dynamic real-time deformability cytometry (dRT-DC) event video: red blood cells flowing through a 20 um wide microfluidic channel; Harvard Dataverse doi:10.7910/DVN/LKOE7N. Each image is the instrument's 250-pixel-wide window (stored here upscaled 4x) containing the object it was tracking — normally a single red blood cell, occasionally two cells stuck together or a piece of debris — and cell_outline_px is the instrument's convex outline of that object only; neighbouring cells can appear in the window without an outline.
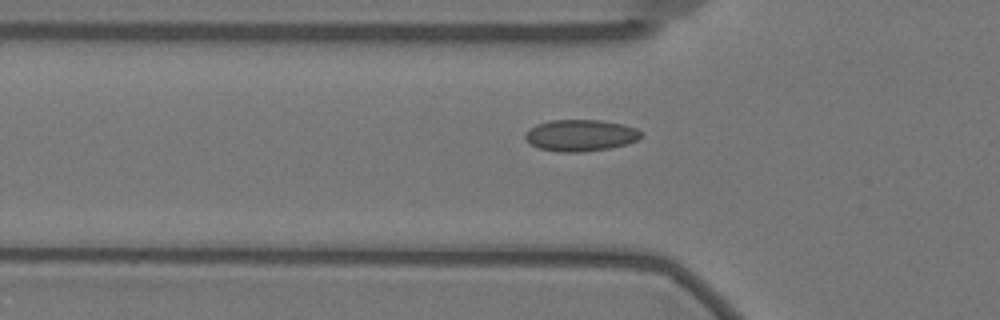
{"species": "Egyptian fruit bat (a non-hibernating species)", "species_latin": "Rousettus aegyptiacus", "temperature_condition": "warm", "stored_images_in_passage": 43, "camera_frame_rate_fps": 3000, "um_per_image_px": 0.085, "animal": {"sex": "female"}, "frame": {"image": 1, "passage_image": 12, "time_ms": 3.667, "image_size_px": [1000, 320], "cell_outline_px": [[640, 136], [636, 140], [624, 144], [608, 148], [580, 152], [560, 152], [540, 148], [532, 144], [524, 136], [528, 128], [536, 124], [548, 120], [600, 120], [624, 124], [636, 128], [640, 132]], "centroid_in_image_um": [49.31, 11.49], "position_along_channel_um": 76.5, "area_um2": 21.1}}
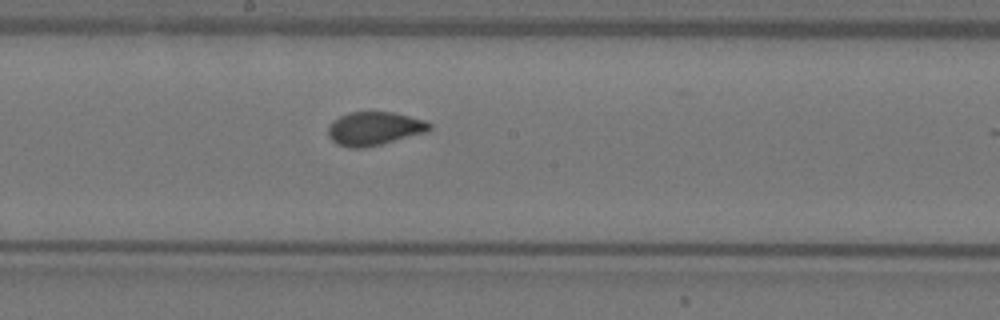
{"frame": {"image": 2, "passage_image": 24, "time_ms": 7.667, "image_size_px": [1000, 320], "cell_outline_px": [[432, 128], [428, 132], [380, 144], [360, 148], [348, 148], [336, 144], [328, 136], [328, 124], [332, 120], [348, 112], [392, 112], [424, 120], [432, 124]], "centroid_in_image_um": [31.79, 10.93], "position_along_channel_um": 216.4, "area_um2": 19.88}}
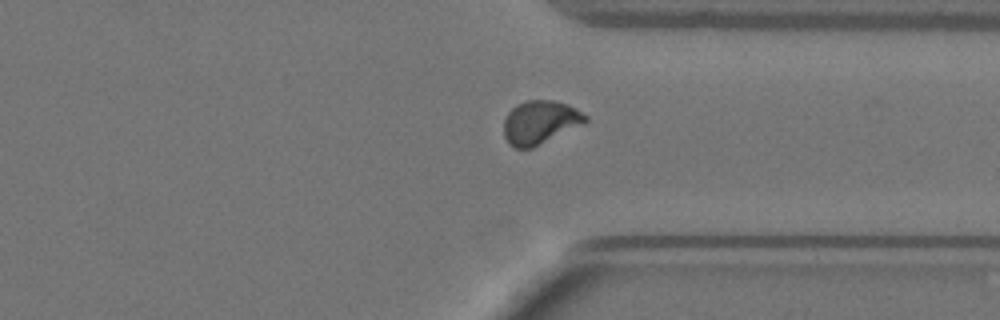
{"frame": {"image": 3, "passage_image": 37, "time_ms": 12.0, "image_size_px": [1000, 320], "cell_outline_px": [[588, 120], [584, 124], [532, 148], [516, 148], [508, 144], [504, 136], [504, 120], [508, 112], [516, 104], [524, 100], [552, 100], [568, 104], [576, 108], [588, 116]], "centroid_in_image_um": [45.91, 10.39], "position_along_channel_um": 365.5, "area_um2": 20.87}}